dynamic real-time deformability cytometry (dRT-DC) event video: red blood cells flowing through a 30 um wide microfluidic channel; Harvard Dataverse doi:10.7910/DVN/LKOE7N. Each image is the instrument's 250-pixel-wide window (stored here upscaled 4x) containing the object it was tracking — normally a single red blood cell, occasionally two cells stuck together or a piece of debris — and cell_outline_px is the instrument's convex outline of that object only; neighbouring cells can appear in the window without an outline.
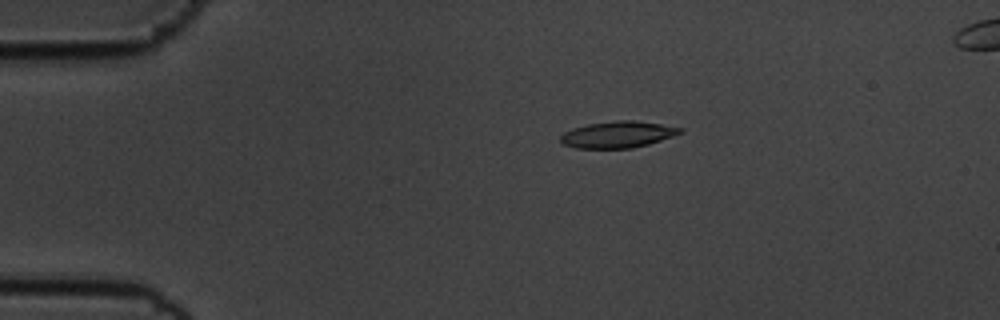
{"species": "common noctule bat (a hibernating species)", "species_latin": "Nyctalus noctula", "temperature_condition": "cold", "stored_images_in_passage": 46, "camera_frame_rate_fps": 3000, "um_per_image_px": 0.085, "animal": {"sex": "male", "body_mass_g": 19.5, "forearm_length_mm": 54.6}, "frame": {"image": 1, "passage_image": 1, "time_ms": 0.0, "image_size_px": [1000, 320], "cell_outline_px": [[684, 132], [648, 144], [632, 148], [576, 148], [564, 144], [560, 140], [560, 136], [564, 132], [572, 128], [588, 124], [616, 120], [636, 120], [684, 128]], "centroid_in_image_um": [52.51, 11.42], "position_along_channel_um": 32.5, "area_um2": 18.44}}
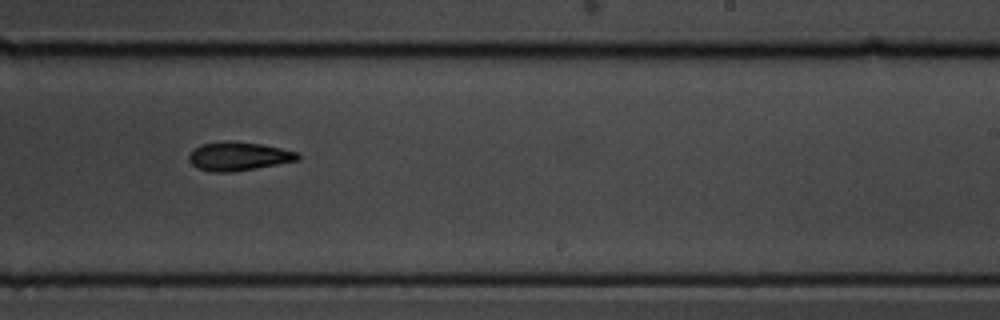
{"frame": {"image": 2, "passage_image": 25, "time_ms": 8.0, "image_size_px": [1000, 320], "cell_outline_px": [[300, 160], [256, 168], [232, 172], [212, 172], [196, 168], [188, 160], [188, 156], [200, 144], [224, 140], [228, 140], [260, 144], [300, 152]], "centroid_in_image_um": [20.28, 13.28], "position_along_channel_um": 268.7, "area_um2": 18.32}}
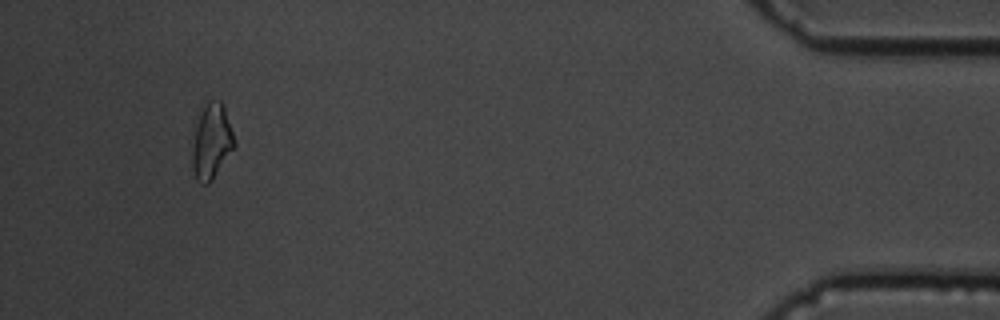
{"frame": {"image": 3, "passage_image": 43, "time_ms": 14.0, "image_size_px": [1000, 320], "cell_outline_px": [[236, 144], [212, 180], [208, 184], [200, 184], [196, 180], [192, 168], [192, 148], [196, 128], [200, 112], [204, 104], [208, 100], [220, 100], [224, 108]], "centroid_in_image_um": [17.96, 12.05], "position_along_channel_um": 417.2, "area_um2": 18.15}, "authors_computed_cell_mechanics": {"area_um2": 18.2937, "velocity_mm_per_s": 3.5689, "shape_relaxation_time_tau1_ms": 5.087, "shape_relaxation_time_tau2_ms": 6.415, "deformation_change_tau1": 0.1483, "deformation_change_tau2": 0.1426}}